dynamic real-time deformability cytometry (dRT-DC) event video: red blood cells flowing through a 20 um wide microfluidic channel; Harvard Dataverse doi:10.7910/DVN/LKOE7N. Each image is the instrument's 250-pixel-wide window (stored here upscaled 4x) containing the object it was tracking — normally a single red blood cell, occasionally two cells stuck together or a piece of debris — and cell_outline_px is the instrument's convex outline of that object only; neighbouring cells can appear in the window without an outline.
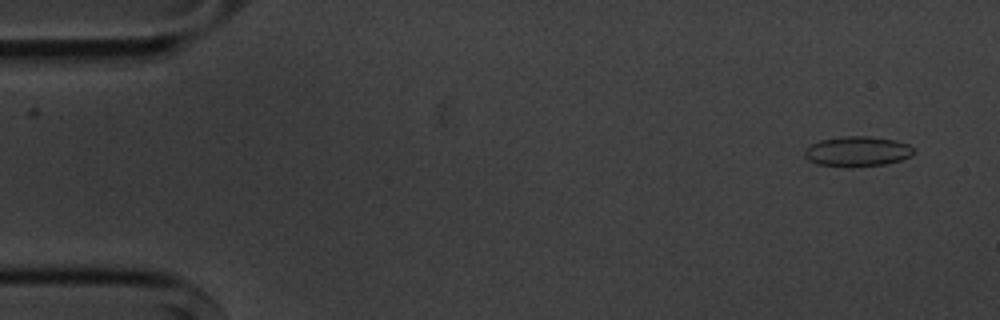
{"species": "common noctule bat (a hibernating species)", "species_latin": "Nyctalus noctula", "temperature_condition": "cold", "stored_images_in_passage": 2, "camera_frame_rate_fps": 3000, "um_per_image_px": 0.085, "animal": {"sex": "male", "body_mass_g": 20.1, "forearm_length_mm": 53.5}, "frame": {"image": 1, "passage_image": 2, "time_ms": 1.333, "image_size_px": [1000, 320], "cell_outline_px": [[912, 156], [900, 160], [884, 164], [852, 168], [844, 168], [816, 164], [808, 160], [804, 156], [804, 152], [812, 144], [820, 140], [844, 136], [868, 136], [896, 140], [908, 144], [912, 148]], "centroid_in_image_um": [72.85, 12.89], "position_along_channel_um": 12.2, "area_um2": 19.31}}